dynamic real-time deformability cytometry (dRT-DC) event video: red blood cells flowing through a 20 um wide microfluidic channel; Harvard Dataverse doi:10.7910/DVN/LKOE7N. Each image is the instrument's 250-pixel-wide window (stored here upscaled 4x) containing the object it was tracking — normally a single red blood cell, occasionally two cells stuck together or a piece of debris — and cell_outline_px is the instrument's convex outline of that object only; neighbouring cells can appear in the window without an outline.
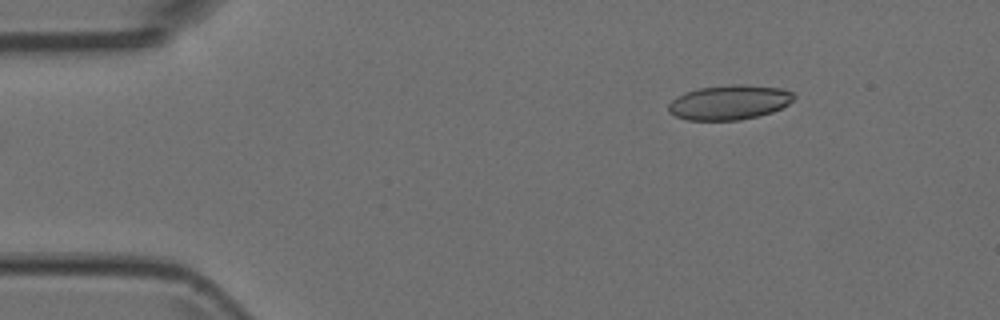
{"species": "Egyptian fruit bat (a non-hibernating species)", "species_latin": "Rousettus aegyptiacus", "temperature_condition": "room temperature", "stored_images_in_passage": 4, "camera_frame_rate_fps": 3000, "um_per_image_px": 0.085, "animal": {"sex": "female"}, "frame": {"image": 1, "passage_image": 2, "time_ms": 0.333, "image_size_px": [1000, 320], "cell_outline_px": [[796, 96], [788, 104], [772, 112], [740, 120], [688, 120], [676, 116], [668, 112], [668, 104], [676, 96], [684, 92], [700, 88], [732, 84], [744, 84], [784, 88], [792, 92]], "centroid_in_image_um": [61.99, 8.69], "position_along_channel_um": 23.0, "area_um2": 25.43}}